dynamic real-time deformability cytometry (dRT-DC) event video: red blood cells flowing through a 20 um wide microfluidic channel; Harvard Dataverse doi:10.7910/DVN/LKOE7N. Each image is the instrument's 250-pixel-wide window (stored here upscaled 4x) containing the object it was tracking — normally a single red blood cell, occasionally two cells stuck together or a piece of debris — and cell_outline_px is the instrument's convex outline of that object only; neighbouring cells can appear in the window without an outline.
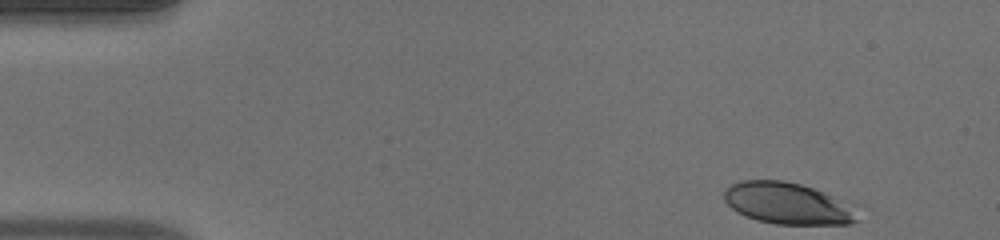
{"species": "human", "species_latin": "Homo sapiens", "temperature_condition": "warm", "stored_images_in_passage": 46, "camera_frame_rate_fps": 3000, "um_per_image_px": 0.085, "donor": {"sex": "male"}, "frame": {"image": 1, "passage_image": 1, "time_ms": 0.0, "image_size_px": [1000, 240], "cell_outline_px": [[860, 220], [852, 224], [776, 224], [756, 220], [744, 216], [736, 212], [724, 200], [724, 188], [740, 180], [784, 180], [800, 184], [860, 204]], "centroid_in_image_um": [67.08, 17.3], "position_along_channel_um": 17.9, "area_um2": 33.41}}
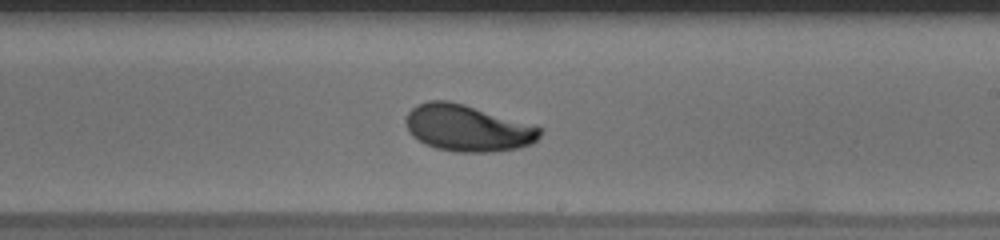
{"frame": {"image": 2, "passage_image": 26, "time_ms": 8.333, "image_size_px": [1000, 240], "cell_outline_px": [[544, 132], [532, 144], [520, 148], [492, 152], [456, 152], [436, 148], [424, 144], [412, 136], [408, 132], [404, 120], [408, 112], [416, 104], [428, 100], [448, 100], [464, 104], [544, 128]], "centroid_in_image_um": [39.73, 10.89], "position_along_channel_um": 249.3, "area_um2": 36.76}}
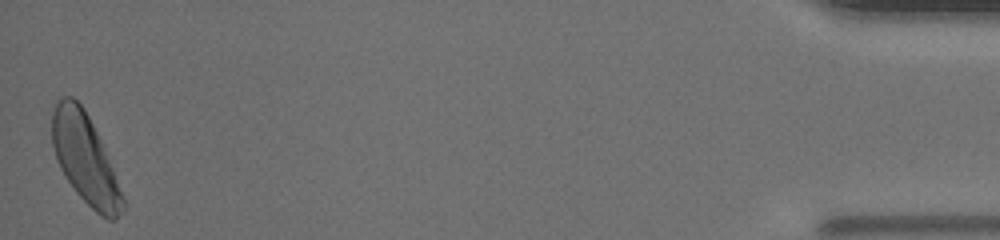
{"frame": {"image": 3, "passage_image": 46, "time_ms": 15.0, "image_size_px": [1000, 240], "cell_outline_px": [[124, 212], [116, 220], [108, 220], [100, 216], [76, 192], [60, 168], [56, 160], [52, 144], [52, 112], [56, 100], [64, 96], [72, 96], [84, 108], [104, 148], [124, 196]], "centroid_in_image_um": [7.23, 13.52], "position_along_channel_um": 428.0, "area_um2": 36.65}, "authors_computed_cell_mechanics": {"area_um2": 35.3736, "velocity_mm_per_s": 4.0739, "shape_relaxation_time_tau1_ms": 3.0924, "shape_relaxation_time_tau2_ms": 1.5051, "deformation_change_tau1": 0.1585, "deformation_change_tau2": 0.0689}}